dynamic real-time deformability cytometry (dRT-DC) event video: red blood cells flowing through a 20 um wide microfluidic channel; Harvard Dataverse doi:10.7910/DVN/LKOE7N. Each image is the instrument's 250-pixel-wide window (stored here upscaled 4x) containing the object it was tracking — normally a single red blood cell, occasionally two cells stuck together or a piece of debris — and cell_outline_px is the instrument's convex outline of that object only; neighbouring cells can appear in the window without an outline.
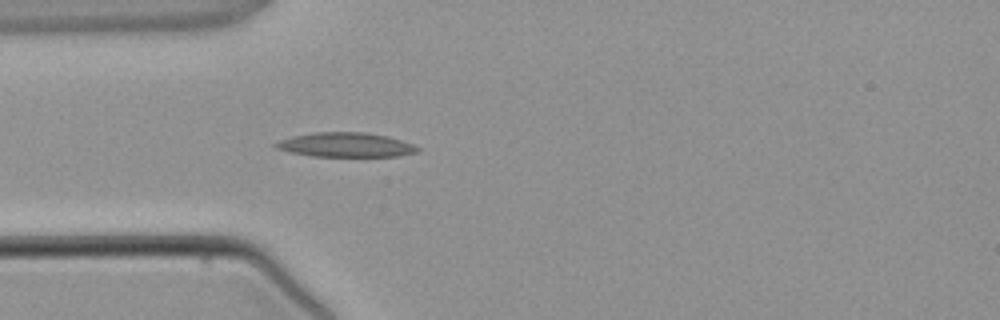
{"species": "common noctule bat (a hibernating species)", "species_latin": "Nyctalus noctula", "temperature_condition": "warm", "stored_images_in_passage": 2, "camera_frame_rate_fps": 3000, "um_per_image_px": 0.085, "animal": {"sex": "male", "body_mass_g": 21.5, "forearm_length_mm": 52.0}, "frame": {"image": 1, "passage_image": 2, "time_ms": 1.0, "image_size_px": [1000, 320], "cell_outline_px": [[420, 148], [416, 152], [400, 156], [312, 156], [292, 152], [276, 148], [272, 144], [280, 140], [292, 136], [312, 132], [364, 132], [388, 136], [412, 144]], "centroid_in_image_um": [29.37, 12.3], "position_along_channel_um": 55.6, "area_um2": 20.06}}